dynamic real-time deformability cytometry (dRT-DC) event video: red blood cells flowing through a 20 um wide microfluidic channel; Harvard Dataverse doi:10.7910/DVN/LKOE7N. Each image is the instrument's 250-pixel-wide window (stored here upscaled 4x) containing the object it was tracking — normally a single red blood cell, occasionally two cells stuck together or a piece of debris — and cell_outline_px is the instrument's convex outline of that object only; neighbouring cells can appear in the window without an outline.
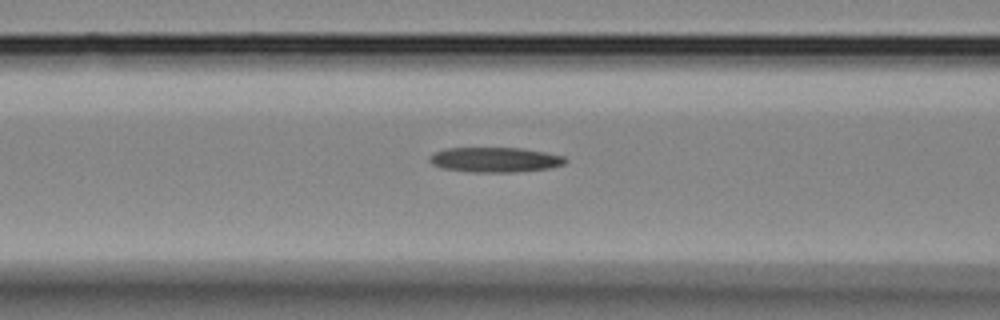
{"species": "Egyptian fruit bat (a non-hibernating species)", "species_latin": "Rousettus aegyptiacus", "temperature_condition": "room temperature", "stored_images_in_passage": 30, "camera_frame_rate_fps": 3000, "um_per_image_px": 0.085, "animal": {"sex": "female"}, "frame": {"image": 1, "passage_image": 14, "time_ms": 4.333, "image_size_px": [1000, 320], "cell_outline_px": [[568, 160], [564, 164], [548, 168], [516, 172], [468, 172], [444, 168], [432, 164], [428, 160], [428, 156], [436, 152], [448, 148], [520, 148], [544, 152], [564, 156]], "centroid_in_image_um": [42.07, 13.58], "position_along_channel_um": 124.5, "area_um2": 19.65}}
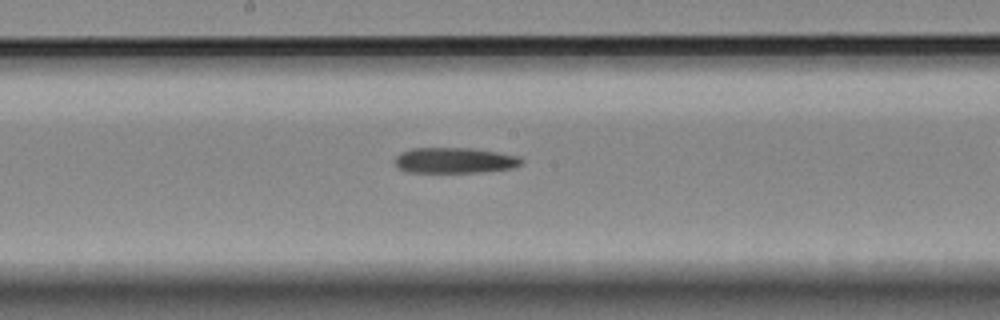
{"frame": {"image": 2, "passage_image": 19, "time_ms": 6.0, "image_size_px": [1000, 320], "cell_outline_px": [[524, 160], [520, 164], [512, 168], [480, 172], [408, 172], [400, 168], [392, 160], [400, 152], [412, 148], [472, 148], [520, 156]], "centroid_in_image_um": [38.63, 13.62], "position_along_channel_um": 209.6, "area_um2": 18.9}}
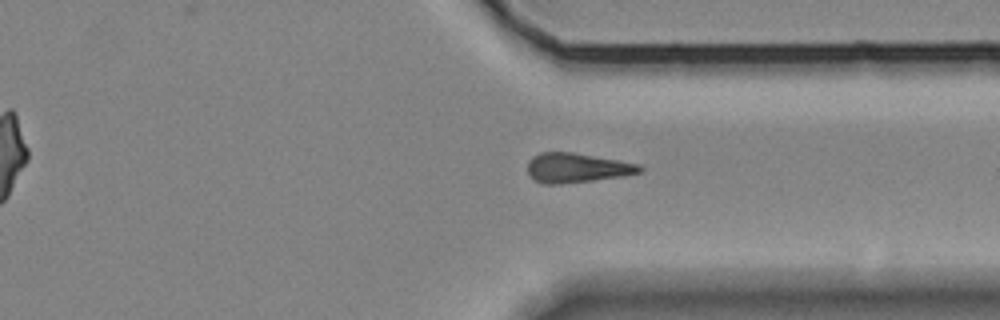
{"frame": {"image": 3, "passage_image": 28, "time_ms": 9.0, "image_size_px": [1000, 320], "cell_outline_px": [[644, 168], [640, 172], [624, 176], [560, 184], [540, 184], [532, 180], [528, 176], [528, 160], [532, 156], [540, 152], [572, 152], [620, 160], [640, 164]], "centroid_in_image_um": [48.99, 14.27], "position_along_channel_um": 362.4, "area_um2": 19.59}}